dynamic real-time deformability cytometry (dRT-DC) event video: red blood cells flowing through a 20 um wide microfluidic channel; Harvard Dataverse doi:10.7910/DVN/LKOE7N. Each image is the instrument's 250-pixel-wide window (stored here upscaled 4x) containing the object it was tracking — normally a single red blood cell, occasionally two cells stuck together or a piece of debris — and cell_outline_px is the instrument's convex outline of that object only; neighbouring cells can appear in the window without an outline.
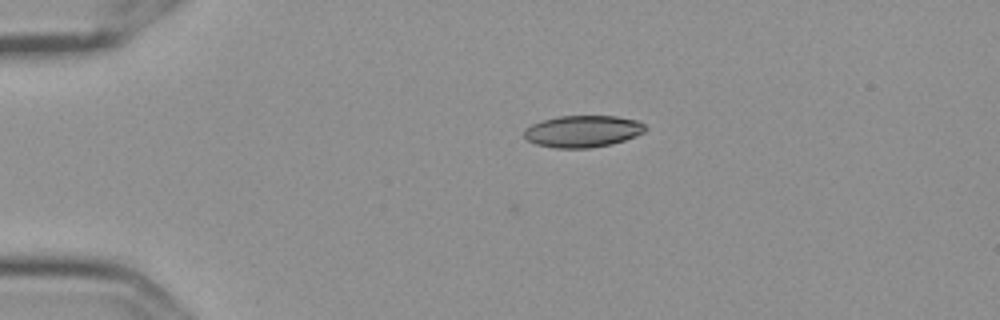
{"species": "Egyptian fruit bat (a non-hibernating species)", "species_latin": "Rousettus aegyptiacus", "temperature_condition": "cold", "stored_images_in_passage": 45, "camera_frame_rate_fps": 3000, "um_per_image_px": 0.085, "frame": {"image": 1, "passage_image": 1, "time_ms": 0.0, "image_size_px": [1000, 320], "cell_outline_px": [[648, 128], [644, 132], [636, 136], [612, 144], [588, 148], [556, 148], [536, 144], [528, 140], [524, 136], [524, 132], [532, 124], [544, 120], [560, 116], [616, 116], [636, 120], [644, 124]], "centroid_in_image_um": [49.57, 11.16], "position_along_channel_um": 35.4, "area_um2": 22.31}}
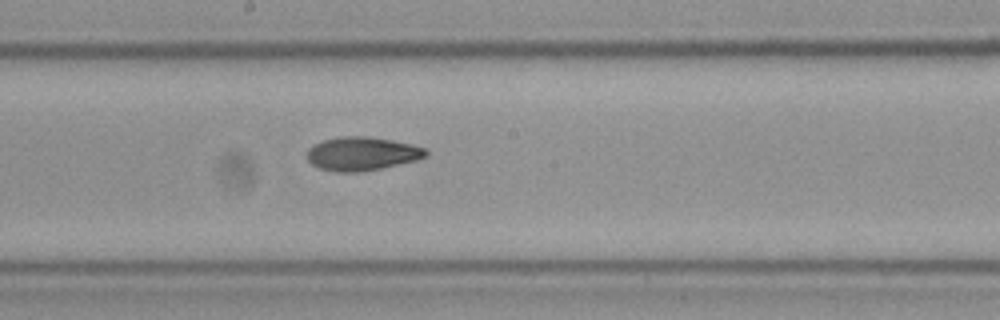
{"frame": {"image": 2, "passage_image": 20, "time_ms": 6.333, "image_size_px": [1000, 320], "cell_outline_px": [[428, 156], [416, 160], [380, 168], [356, 172], [336, 172], [320, 168], [312, 164], [308, 160], [308, 148], [312, 144], [324, 140], [340, 136], [368, 136], [392, 140], [412, 144], [428, 148]], "centroid_in_image_um": [30.78, 13.05], "position_along_channel_um": 217.4, "area_um2": 23.29}}
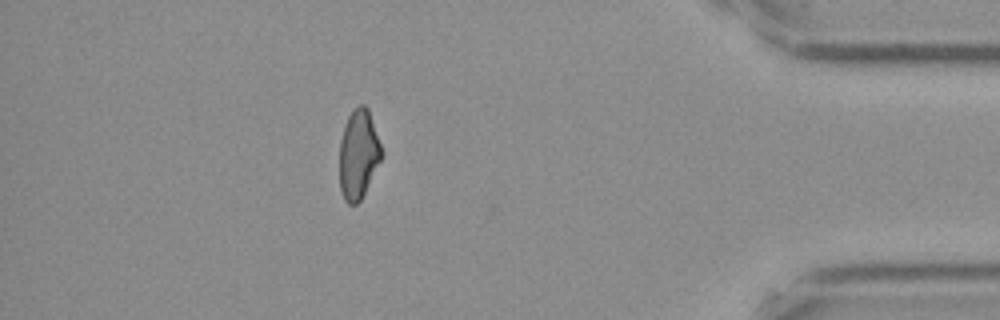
{"frame": {"image": 3, "passage_image": 39, "time_ms": 12.667, "image_size_px": [1000, 320], "cell_outline_px": [[384, 152], [360, 200], [356, 204], [348, 204], [344, 200], [340, 188], [340, 140], [344, 124], [348, 116], [360, 104], [364, 104], [368, 108]], "centroid_in_image_um": [30.46, 13.09], "position_along_channel_um": 404.7, "area_um2": 21.68}, "authors_computed_cell_mechanics": {"area_um2": 22.7154, "velocity_mm_per_s": 3.5991, "shape_relaxation_time_tau1_ms": 9.9237, "shape_relaxation_time_tau2_ms": 4.4821, "deformation_change_tau1": 0.1879, "deformation_change_tau2": 0.1046}}